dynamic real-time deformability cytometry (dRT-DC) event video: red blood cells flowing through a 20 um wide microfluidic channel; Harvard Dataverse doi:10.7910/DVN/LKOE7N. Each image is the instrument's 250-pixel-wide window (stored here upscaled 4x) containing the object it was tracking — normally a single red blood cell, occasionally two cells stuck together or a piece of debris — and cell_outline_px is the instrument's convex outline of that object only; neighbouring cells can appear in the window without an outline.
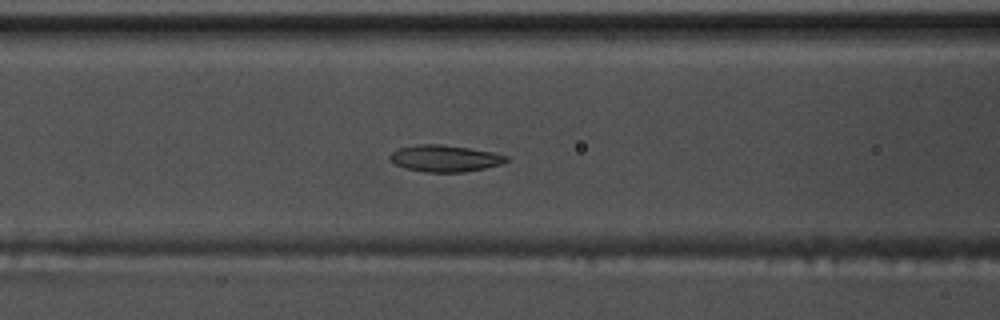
{"species": "common noctule bat (a hibernating species)", "species_latin": "Nyctalus noctula", "temperature_condition": "warm", "stored_images_in_passage": 55, "camera_frame_rate_fps": 3000, "um_per_image_px": 0.085, "animal": {"sex": "male", "body_mass_g": 17.5, "forearm_length_mm": 52.3}, "frame": {"image": 1, "passage_image": 23, "time_ms": 7.333, "image_size_px": [1000, 320], "cell_outline_px": [[508, 160], [500, 164], [484, 168], [464, 172], [424, 172], [404, 168], [396, 164], [388, 156], [392, 152], [400, 148], [416, 144], [440, 144], [468, 148], [492, 152], [508, 156]], "centroid_in_image_um": [37.79, 13.46], "position_along_channel_um": 128.8, "area_um2": 17.92}}
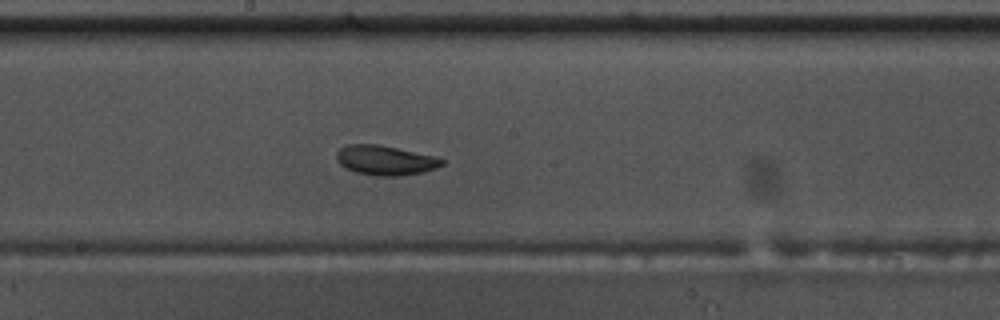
{"frame": {"image": 2, "passage_image": 30, "time_ms": 9.667, "image_size_px": [1000, 320], "cell_outline_px": [[444, 164], [436, 168], [424, 172], [396, 176], [380, 176], [356, 172], [340, 164], [336, 160], [336, 152], [340, 148], [348, 144], [376, 144], [436, 156], [444, 160]], "centroid_in_image_um": [32.76, 13.62], "position_along_channel_um": 215.4, "area_um2": 18.09}}
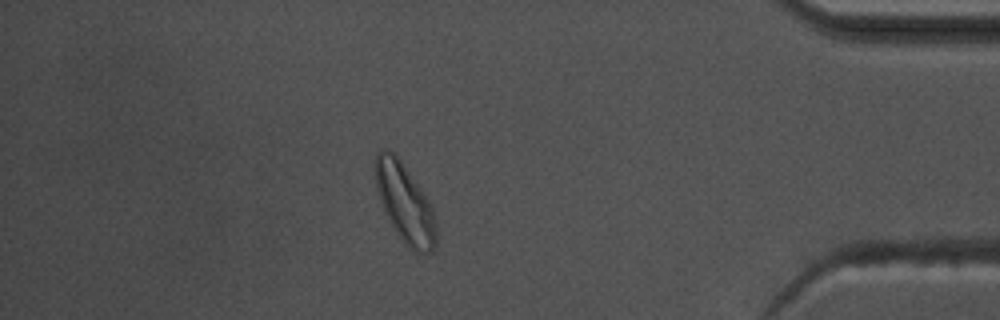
{"frame": {"image": 3, "passage_image": 48, "time_ms": 15.667, "image_size_px": [1000, 320], "cell_outline_px": [[436, 244], [432, 252], [416, 252], [400, 236], [388, 220], [384, 212], [376, 188], [376, 152], [380, 148], [384, 148], [392, 152], [400, 160], [428, 200], [432, 208], [436, 224]], "centroid_in_image_um": [34.41, 17.25], "position_along_channel_um": 400.8, "area_um2": 27.22}, "authors_computed_cell_mechanics": {"area_um2": 18.8428, "velocity_mm_per_s": 3.7324, "shape_relaxation_time_tau1_ms": 3.7219, "shape_relaxation_time_tau2_ms": 1.2857, "deformation_change_tau1": 0.1203, "deformation_change_tau2": 0.0543}}